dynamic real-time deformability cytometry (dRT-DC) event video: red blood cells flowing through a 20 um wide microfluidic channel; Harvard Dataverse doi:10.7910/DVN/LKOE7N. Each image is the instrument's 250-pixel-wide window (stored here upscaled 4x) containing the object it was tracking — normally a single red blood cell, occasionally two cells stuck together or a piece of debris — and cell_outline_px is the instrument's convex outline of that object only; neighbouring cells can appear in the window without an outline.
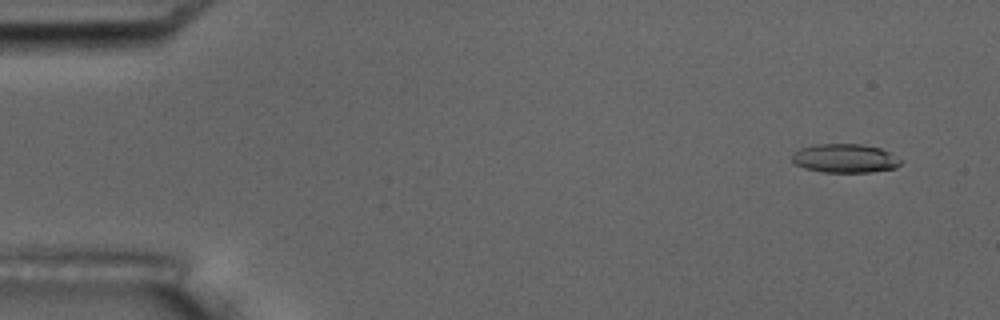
{"species": "common noctule bat (a hibernating species)", "species_latin": "Nyctalus noctula", "temperature_condition": "room temperature", "stored_images_in_passage": 5, "camera_frame_rate_fps": 3000, "um_per_image_px": 0.085, "animal": {"sex": "male", "body_mass_g": 17.5, "forearm_length_mm": 52.3}, "frame": {"image": 1, "passage_image": 2, "time_ms": 1.0, "image_size_px": [1000, 320], "cell_outline_px": [[900, 164], [896, 168], [868, 172], [824, 172], [804, 168], [796, 164], [792, 160], [792, 156], [800, 148], [816, 144], [860, 144], [880, 148], [888, 152], [900, 160]], "centroid_in_image_um": [71.8, 13.46], "position_along_channel_um": 13.2, "area_um2": 17.98}}